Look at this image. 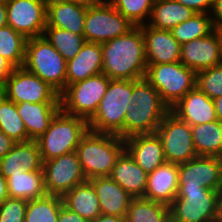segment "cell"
<instances>
[{
    "label": "cell",
    "instance_id": "484cf974",
    "mask_svg": "<svg viewBox=\"0 0 222 222\" xmlns=\"http://www.w3.org/2000/svg\"><path fill=\"white\" fill-rule=\"evenodd\" d=\"M110 177L133 198L144 196L148 174L138 166L126 151L117 159Z\"/></svg>",
    "mask_w": 222,
    "mask_h": 222
},
{
    "label": "cell",
    "instance_id": "1f68e13d",
    "mask_svg": "<svg viewBox=\"0 0 222 222\" xmlns=\"http://www.w3.org/2000/svg\"><path fill=\"white\" fill-rule=\"evenodd\" d=\"M214 30L212 18L207 13H195L188 20L170 30L172 36L180 45L192 40L203 38Z\"/></svg>",
    "mask_w": 222,
    "mask_h": 222
},
{
    "label": "cell",
    "instance_id": "816d5d0a",
    "mask_svg": "<svg viewBox=\"0 0 222 222\" xmlns=\"http://www.w3.org/2000/svg\"><path fill=\"white\" fill-rule=\"evenodd\" d=\"M47 5L58 3V2H83V0H44Z\"/></svg>",
    "mask_w": 222,
    "mask_h": 222
},
{
    "label": "cell",
    "instance_id": "8fae6325",
    "mask_svg": "<svg viewBox=\"0 0 222 222\" xmlns=\"http://www.w3.org/2000/svg\"><path fill=\"white\" fill-rule=\"evenodd\" d=\"M156 133L162 140L167 162L181 164L197 156L191 126L171 111L163 118Z\"/></svg>",
    "mask_w": 222,
    "mask_h": 222
},
{
    "label": "cell",
    "instance_id": "d6986e66",
    "mask_svg": "<svg viewBox=\"0 0 222 222\" xmlns=\"http://www.w3.org/2000/svg\"><path fill=\"white\" fill-rule=\"evenodd\" d=\"M101 43L85 42L76 56L66 64V87L103 73Z\"/></svg>",
    "mask_w": 222,
    "mask_h": 222
},
{
    "label": "cell",
    "instance_id": "8d00e7d4",
    "mask_svg": "<svg viewBox=\"0 0 222 222\" xmlns=\"http://www.w3.org/2000/svg\"><path fill=\"white\" fill-rule=\"evenodd\" d=\"M110 4L133 25L147 24L154 0H110Z\"/></svg>",
    "mask_w": 222,
    "mask_h": 222
},
{
    "label": "cell",
    "instance_id": "3957f363",
    "mask_svg": "<svg viewBox=\"0 0 222 222\" xmlns=\"http://www.w3.org/2000/svg\"><path fill=\"white\" fill-rule=\"evenodd\" d=\"M88 130L87 120L60 109L51 120L48 129L36 140L42 161L76 151Z\"/></svg>",
    "mask_w": 222,
    "mask_h": 222
},
{
    "label": "cell",
    "instance_id": "83f0119b",
    "mask_svg": "<svg viewBox=\"0 0 222 222\" xmlns=\"http://www.w3.org/2000/svg\"><path fill=\"white\" fill-rule=\"evenodd\" d=\"M8 195L12 198L33 200L47 195L44 186L43 169L29 172L21 168L20 172L7 178Z\"/></svg>",
    "mask_w": 222,
    "mask_h": 222
},
{
    "label": "cell",
    "instance_id": "5bb4252c",
    "mask_svg": "<svg viewBox=\"0 0 222 222\" xmlns=\"http://www.w3.org/2000/svg\"><path fill=\"white\" fill-rule=\"evenodd\" d=\"M178 186L219 191L222 187V158L196 156L178 164Z\"/></svg>",
    "mask_w": 222,
    "mask_h": 222
},
{
    "label": "cell",
    "instance_id": "b9f144b4",
    "mask_svg": "<svg viewBox=\"0 0 222 222\" xmlns=\"http://www.w3.org/2000/svg\"><path fill=\"white\" fill-rule=\"evenodd\" d=\"M57 222H89V221L85 218H82L76 212H73L64 205H62Z\"/></svg>",
    "mask_w": 222,
    "mask_h": 222
},
{
    "label": "cell",
    "instance_id": "4fadbf2b",
    "mask_svg": "<svg viewBox=\"0 0 222 222\" xmlns=\"http://www.w3.org/2000/svg\"><path fill=\"white\" fill-rule=\"evenodd\" d=\"M7 25L26 39L43 36L47 6L44 0H6Z\"/></svg>",
    "mask_w": 222,
    "mask_h": 222
},
{
    "label": "cell",
    "instance_id": "2e32d148",
    "mask_svg": "<svg viewBox=\"0 0 222 222\" xmlns=\"http://www.w3.org/2000/svg\"><path fill=\"white\" fill-rule=\"evenodd\" d=\"M125 151L147 174L166 163L161 138L157 133L136 134L124 139Z\"/></svg>",
    "mask_w": 222,
    "mask_h": 222
},
{
    "label": "cell",
    "instance_id": "ee69618b",
    "mask_svg": "<svg viewBox=\"0 0 222 222\" xmlns=\"http://www.w3.org/2000/svg\"><path fill=\"white\" fill-rule=\"evenodd\" d=\"M14 68L15 67L0 54V86L5 82Z\"/></svg>",
    "mask_w": 222,
    "mask_h": 222
},
{
    "label": "cell",
    "instance_id": "c3c4849f",
    "mask_svg": "<svg viewBox=\"0 0 222 222\" xmlns=\"http://www.w3.org/2000/svg\"><path fill=\"white\" fill-rule=\"evenodd\" d=\"M7 25L6 0H0V28Z\"/></svg>",
    "mask_w": 222,
    "mask_h": 222
},
{
    "label": "cell",
    "instance_id": "7bdbcfd3",
    "mask_svg": "<svg viewBox=\"0 0 222 222\" xmlns=\"http://www.w3.org/2000/svg\"><path fill=\"white\" fill-rule=\"evenodd\" d=\"M214 29L222 27V0H214V4L210 13Z\"/></svg>",
    "mask_w": 222,
    "mask_h": 222
},
{
    "label": "cell",
    "instance_id": "7a4b0ae2",
    "mask_svg": "<svg viewBox=\"0 0 222 222\" xmlns=\"http://www.w3.org/2000/svg\"><path fill=\"white\" fill-rule=\"evenodd\" d=\"M125 151V141L115 134L97 133L91 130L82 137L76 153L82 171L90 180L110 176L117 159Z\"/></svg>",
    "mask_w": 222,
    "mask_h": 222
},
{
    "label": "cell",
    "instance_id": "30bf717a",
    "mask_svg": "<svg viewBox=\"0 0 222 222\" xmlns=\"http://www.w3.org/2000/svg\"><path fill=\"white\" fill-rule=\"evenodd\" d=\"M4 96L14 103H61L60 94L39 76L16 67L1 85Z\"/></svg>",
    "mask_w": 222,
    "mask_h": 222
},
{
    "label": "cell",
    "instance_id": "e575fe53",
    "mask_svg": "<svg viewBox=\"0 0 222 222\" xmlns=\"http://www.w3.org/2000/svg\"><path fill=\"white\" fill-rule=\"evenodd\" d=\"M43 36L66 61L74 58L86 42L84 36L56 27H45Z\"/></svg>",
    "mask_w": 222,
    "mask_h": 222
},
{
    "label": "cell",
    "instance_id": "cb8c5ba5",
    "mask_svg": "<svg viewBox=\"0 0 222 222\" xmlns=\"http://www.w3.org/2000/svg\"><path fill=\"white\" fill-rule=\"evenodd\" d=\"M17 112L23 120L29 140H37L49 127L51 120L61 109V103L16 104Z\"/></svg>",
    "mask_w": 222,
    "mask_h": 222
},
{
    "label": "cell",
    "instance_id": "603a6c76",
    "mask_svg": "<svg viewBox=\"0 0 222 222\" xmlns=\"http://www.w3.org/2000/svg\"><path fill=\"white\" fill-rule=\"evenodd\" d=\"M88 3L58 2L47 5L46 27H56L77 35L84 33Z\"/></svg>",
    "mask_w": 222,
    "mask_h": 222
},
{
    "label": "cell",
    "instance_id": "44dd1931",
    "mask_svg": "<svg viewBox=\"0 0 222 222\" xmlns=\"http://www.w3.org/2000/svg\"><path fill=\"white\" fill-rule=\"evenodd\" d=\"M22 167L29 172L42 169L43 161L36 140L15 143L12 149L0 159V174L5 179L20 172Z\"/></svg>",
    "mask_w": 222,
    "mask_h": 222
},
{
    "label": "cell",
    "instance_id": "ba28073f",
    "mask_svg": "<svg viewBox=\"0 0 222 222\" xmlns=\"http://www.w3.org/2000/svg\"><path fill=\"white\" fill-rule=\"evenodd\" d=\"M110 78L104 73L70 84L60 94L61 109L89 121L105 95Z\"/></svg>",
    "mask_w": 222,
    "mask_h": 222
},
{
    "label": "cell",
    "instance_id": "681fc988",
    "mask_svg": "<svg viewBox=\"0 0 222 222\" xmlns=\"http://www.w3.org/2000/svg\"><path fill=\"white\" fill-rule=\"evenodd\" d=\"M217 120L222 122V96L213 99Z\"/></svg>",
    "mask_w": 222,
    "mask_h": 222
},
{
    "label": "cell",
    "instance_id": "d4e9b609",
    "mask_svg": "<svg viewBox=\"0 0 222 222\" xmlns=\"http://www.w3.org/2000/svg\"><path fill=\"white\" fill-rule=\"evenodd\" d=\"M123 126V139L136 134L156 133L170 108H144L130 103L126 110Z\"/></svg>",
    "mask_w": 222,
    "mask_h": 222
},
{
    "label": "cell",
    "instance_id": "f6af8a7d",
    "mask_svg": "<svg viewBox=\"0 0 222 222\" xmlns=\"http://www.w3.org/2000/svg\"><path fill=\"white\" fill-rule=\"evenodd\" d=\"M14 142L0 130V159H2L13 147Z\"/></svg>",
    "mask_w": 222,
    "mask_h": 222
},
{
    "label": "cell",
    "instance_id": "d590c367",
    "mask_svg": "<svg viewBox=\"0 0 222 222\" xmlns=\"http://www.w3.org/2000/svg\"><path fill=\"white\" fill-rule=\"evenodd\" d=\"M27 39L9 25L0 28V54L15 68L23 67Z\"/></svg>",
    "mask_w": 222,
    "mask_h": 222
},
{
    "label": "cell",
    "instance_id": "bcb514c9",
    "mask_svg": "<svg viewBox=\"0 0 222 222\" xmlns=\"http://www.w3.org/2000/svg\"><path fill=\"white\" fill-rule=\"evenodd\" d=\"M125 218L126 217L100 214L95 220L90 222H125Z\"/></svg>",
    "mask_w": 222,
    "mask_h": 222
},
{
    "label": "cell",
    "instance_id": "4dcf8cb0",
    "mask_svg": "<svg viewBox=\"0 0 222 222\" xmlns=\"http://www.w3.org/2000/svg\"><path fill=\"white\" fill-rule=\"evenodd\" d=\"M125 222H171L170 207L142 197L133 198Z\"/></svg>",
    "mask_w": 222,
    "mask_h": 222
},
{
    "label": "cell",
    "instance_id": "e0dca14e",
    "mask_svg": "<svg viewBox=\"0 0 222 222\" xmlns=\"http://www.w3.org/2000/svg\"><path fill=\"white\" fill-rule=\"evenodd\" d=\"M145 41L147 64L174 63L180 61L181 45L170 30L141 25Z\"/></svg>",
    "mask_w": 222,
    "mask_h": 222
},
{
    "label": "cell",
    "instance_id": "9a60e30c",
    "mask_svg": "<svg viewBox=\"0 0 222 222\" xmlns=\"http://www.w3.org/2000/svg\"><path fill=\"white\" fill-rule=\"evenodd\" d=\"M180 62L195 72L222 64V39L218 30L181 45Z\"/></svg>",
    "mask_w": 222,
    "mask_h": 222
},
{
    "label": "cell",
    "instance_id": "7c38bea8",
    "mask_svg": "<svg viewBox=\"0 0 222 222\" xmlns=\"http://www.w3.org/2000/svg\"><path fill=\"white\" fill-rule=\"evenodd\" d=\"M47 195L63 196L76 185L87 181L76 151L43 162Z\"/></svg>",
    "mask_w": 222,
    "mask_h": 222
},
{
    "label": "cell",
    "instance_id": "7dc6e473",
    "mask_svg": "<svg viewBox=\"0 0 222 222\" xmlns=\"http://www.w3.org/2000/svg\"><path fill=\"white\" fill-rule=\"evenodd\" d=\"M8 195V188H7V179H5L0 174V204L7 198Z\"/></svg>",
    "mask_w": 222,
    "mask_h": 222
},
{
    "label": "cell",
    "instance_id": "6da1fadb",
    "mask_svg": "<svg viewBox=\"0 0 222 222\" xmlns=\"http://www.w3.org/2000/svg\"><path fill=\"white\" fill-rule=\"evenodd\" d=\"M103 73L110 79L137 80L147 72L145 41L141 26L101 44Z\"/></svg>",
    "mask_w": 222,
    "mask_h": 222
},
{
    "label": "cell",
    "instance_id": "ab89813d",
    "mask_svg": "<svg viewBox=\"0 0 222 222\" xmlns=\"http://www.w3.org/2000/svg\"><path fill=\"white\" fill-rule=\"evenodd\" d=\"M27 200L7 197L0 204V222H24Z\"/></svg>",
    "mask_w": 222,
    "mask_h": 222
},
{
    "label": "cell",
    "instance_id": "7402d4cb",
    "mask_svg": "<svg viewBox=\"0 0 222 222\" xmlns=\"http://www.w3.org/2000/svg\"><path fill=\"white\" fill-rule=\"evenodd\" d=\"M97 193L100 211L104 215L126 217L133 197L110 176L95 177L89 180Z\"/></svg>",
    "mask_w": 222,
    "mask_h": 222
},
{
    "label": "cell",
    "instance_id": "f546056e",
    "mask_svg": "<svg viewBox=\"0 0 222 222\" xmlns=\"http://www.w3.org/2000/svg\"><path fill=\"white\" fill-rule=\"evenodd\" d=\"M197 156L222 158V122L219 120L191 126Z\"/></svg>",
    "mask_w": 222,
    "mask_h": 222
},
{
    "label": "cell",
    "instance_id": "8992f818",
    "mask_svg": "<svg viewBox=\"0 0 222 222\" xmlns=\"http://www.w3.org/2000/svg\"><path fill=\"white\" fill-rule=\"evenodd\" d=\"M145 78L158 90L161 99L170 109L196 87V72L180 61L147 64Z\"/></svg>",
    "mask_w": 222,
    "mask_h": 222
},
{
    "label": "cell",
    "instance_id": "ac0fdd59",
    "mask_svg": "<svg viewBox=\"0 0 222 222\" xmlns=\"http://www.w3.org/2000/svg\"><path fill=\"white\" fill-rule=\"evenodd\" d=\"M170 111L190 126L217 120L213 99L197 87L190 90Z\"/></svg>",
    "mask_w": 222,
    "mask_h": 222
},
{
    "label": "cell",
    "instance_id": "db71d44e",
    "mask_svg": "<svg viewBox=\"0 0 222 222\" xmlns=\"http://www.w3.org/2000/svg\"><path fill=\"white\" fill-rule=\"evenodd\" d=\"M217 30H218V32H219V34H220V36H221V39H222V27L219 28V29H217Z\"/></svg>",
    "mask_w": 222,
    "mask_h": 222
},
{
    "label": "cell",
    "instance_id": "f1b7e54d",
    "mask_svg": "<svg viewBox=\"0 0 222 222\" xmlns=\"http://www.w3.org/2000/svg\"><path fill=\"white\" fill-rule=\"evenodd\" d=\"M195 13L175 0H154L147 25L157 29L171 30L191 18Z\"/></svg>",
    "mask_w": 222,
    "mask_h": 222
},
{
    "label": "cell",
    "instance_id": "52a82bcc",
    "mask_svg": "<svg viewBox=\"0 0 222 222\" xmlns=\"http://www.w3.org/2000/svg\"><path fill=\"white\" fill-rule=\"evenodd\" d=\"M219 191L178 186L170 207L171 222H216Z\"/></svg>",
    "mask_w": 222,
    "mask_h": 222
},
{
    "label": "cell",
    "instance_id": "277c9868",
    "mask_svg": "<svg viewBox=\"0 0 222 222\" xmlns=\"http://www.w3.org/2000/svg\"><path fill=\"white\" fill-rule=\"evenodd\" d=\"M132 80L110 79L94 116L88 121L89 130L115 134L123 138L126 110L131 102Z\"/></svg>",
    "mask_w": 222,
    "mask_h": 222
},
{
    "label": "cell",
    "instance_id": "11a10c76",
    "mask_svg": "<svg viewBox=\"0 0 222 222\" xmlns=\"http://www.w3.org/2000/svg\"><path fill=\"white\" fill-rule=\"evenodd\" d=\"M3 94L2 87L0 86V96Z\"/></svg>",
    "mask_w": 222,
    "mask_h": 222
},
{
    "label": "cell",
    "instance_id": "4316f807",
    "mask_svg": "<svg viewBox=\"0 0 222 222\" xmlns=\"http://www.w3.org/2000/svg\"><path fill=\"white\" fill-rule=\"evenodd\" d=\"M63 205L79 214L89 222L95 220L100 214V204L93 184L86 182L76 185L62 196Z\"/></svg>",
    "mask_w": 222,
    "mask_h": 222
},
{
    "label": "cell",
    "instance_id": "f5cc1de1",
    "mask_svg": "<svg viewBox=\"0 0 222 222\" xmlns=\"http://www.w3.org/2000/svg\"><path fill=\"white\" fill-rule=\"evenodd\" d=\"M84 3L88 4H107L110 0H83Z\"/></svg>",
    "mask_w": 222,
    "mask_h": 222
},
{
    "label": "cell",
    "instance_id": "836d02e7",
    "mask_svg": "<svg viewBox=\"0 0 222 222\" xmlns=\"http://www.w3.org/2000/svg\"><path fill=\"white\" fill-rule=\"evenodd\" d=\"M62 205V197L56 195L29 200L24 222H57Z\"/></svg>",
    "mask_w": 222,
    "mask_h": 222
},
{
    "label": "cell",
    "instance_id": "5b68a950",
    "mask_svg": "<svg viewBox=\"0 0 222 222\" xmlns=\"http://www.w3.org/2000/svg\"><path fill=\"white\" fill-rule=\"evenodd\" d=\"M66 64L67 61L44 36L27 39L23 67L59 94L66 89Z\"/></svg>",
    "mask_w": 222,
    "mask_h": 222
},
{
    "label": "cell",
    "instance_id": "74e56055",
    "mask_svg": "<svg viewBox=\"0 0 222 222\" xmlns=\"http://www.w3.org/2000/svg\"><path fill=\"white\" fill-rule=\"evenodd\" d=\"M131 102L144 108H169L161 99L158 90L144 77L132 80Z\"/></svg>",
    "mask_w": 222,
    "mask_h": 222
},
{
    "label": "cell",
    "instance_id": "9c48e42d",
    "mask_svg": "<svg viewBox=\"0 0 222 222\" xmlns=\"http://www.w3.org/2000/svg\"><path fill=\"white\" fill-rule=\"evenodd\" d=\"M134 27L135 25L110 3L88 4L83 36L87 42L102 44L125 35Z\"/></svg>",
    "mask_w": 222,
    "mask_h": 222
},
{
    "label": "cell",
    "instance_id": "60d3db41",
    "mask_svg": "<svg viewBox=\"0 0 222 222\" xmlns=\"http://www.w3.org/2000/svg\"><path fill=\"white\" fill-rule=\"evenodd\" d=\"M180 2L182 5L192 9L196 13H207L210 14L214 0H175Z\"/></svg>",
    "mask_w": 222,
    "mask_h": 222
},
{
    "label": "cell",
    "instance_id": "ffe728a7",
    "mask_svg": "<svg viewBox=\"0 0 222 222\" xmlns=\"http://www.w3.org/2000/svg\"><path fill=\"white\" fill-rule=\"evenodd\" d=\"M178 191V164L166 162L148 174L142 198L170 206Z\"/></svg>",
    "mask_w": 222,
    "mask_h": 222
},
{
    "label": "cell",
    "instance_id": "f35d334b",
    "mask_svg": "<svg viewBox=\"0 0 222 222\" xmlns=\"http://www.w3.org/2000/svg\"><path fill=\"white\" fill-rule=\"evenodd\" d=\"M196 87L211 99L222 96V64L196 72Z\"/></svg>",
    "mask_w": 222,
    "mask_h": 222
},
{
    "label": "cell",
    "instance_id": "f907efd6",
    "mask_svg": "<svg viewBox=\"0 0 222 222\" xmlns=\"http://www.w3.org/2000/svg\"><path fill=\"white\" fill-rule=\"evenodd\" d=\"M216 222H222V187H221V189L219 190L218 212H217Z\"/></svg>",
    "mask_w": 222,
    "mask_h": 222
},
{
    "label": "cell",
    "instance_id": "d6a6232c",
    "mask_svg": "<svg viewBox=\"0 0 222 222\" xmlns=\"http://www.w3.org/2000/svg\"><path fill=\"white\" fill-rule=\"evenodd\" d=\"M0 130L14 142L28 141L23 120L17 112L16 103L0 96Z\"/></svg>",
    "mask_w": 222,
    "mask_h": 222
}]
</instances>
